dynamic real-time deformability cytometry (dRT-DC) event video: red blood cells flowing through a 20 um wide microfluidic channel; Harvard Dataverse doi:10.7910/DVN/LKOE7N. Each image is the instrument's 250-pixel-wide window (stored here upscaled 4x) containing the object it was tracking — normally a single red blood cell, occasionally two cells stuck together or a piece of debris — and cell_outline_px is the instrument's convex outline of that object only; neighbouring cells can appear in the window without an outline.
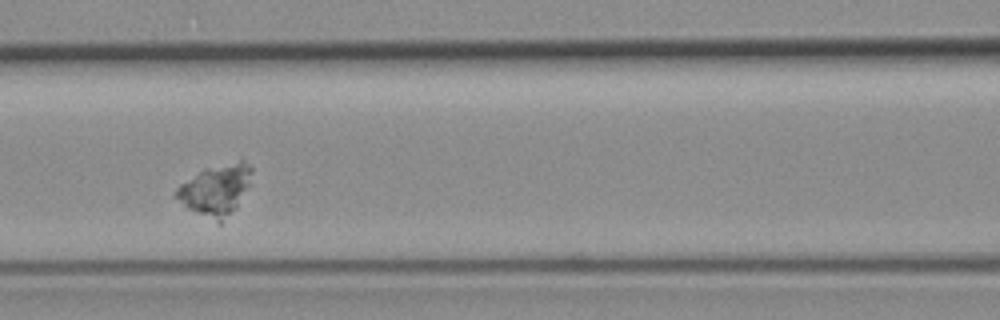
{"species": "common noctule bat (a hibernating species)", "species_latin": "Nyctalus noctula", "temperature_condition": "room temperature", "stored_images_in_passage": 45, "camera_frame_rate_fps": 3000, "um_per_image_px": 0.085, "animal": {"sex": "female", "body_mass_g": 19.3, "forearm_length_mm": 54.1}, "frame": {"image": 1, "passage_image": 14, "time_ms": 4.333, "image_size_px": [1000, 320], "cell_outline_px": [[252, 172], [248, 184], [236, 204], [220, 224], [216, 224], [188, 208], [176, 196], [176, 188], [180, 184], [204, 168], [240, 160], [244, 160], [252, 168]], "centroid_in_image_um": [18.31, 16.12], "position_along_channel_um": 148.3, "area_um2": 21.73}}
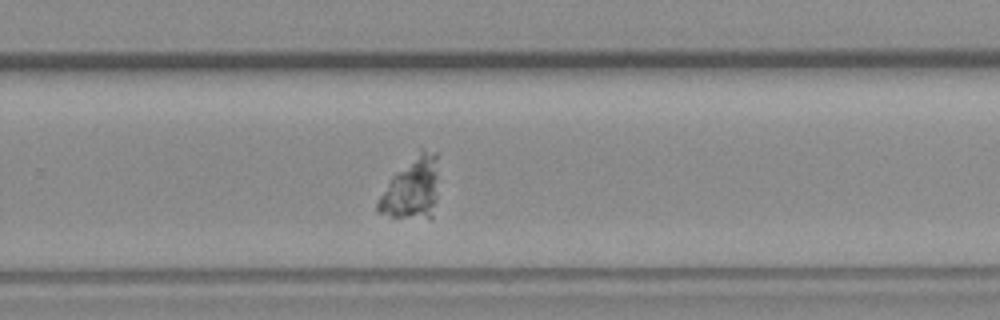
{"frame": {"image": 2, "passage_image": 26, "time_ms": 8.333, "image_size_px": [1000, 320], "cell_outline_px": [[436, 200], [432, 220], [428, 220], [392, 216], [376, 212], [376, 204], [380, 196], [392, 176], [420, 148], [436, 152]], "centroid_in_image_um": [35.0, 16.04], "position_along_channel_um": 294.8, "area_um2": 21.85}}
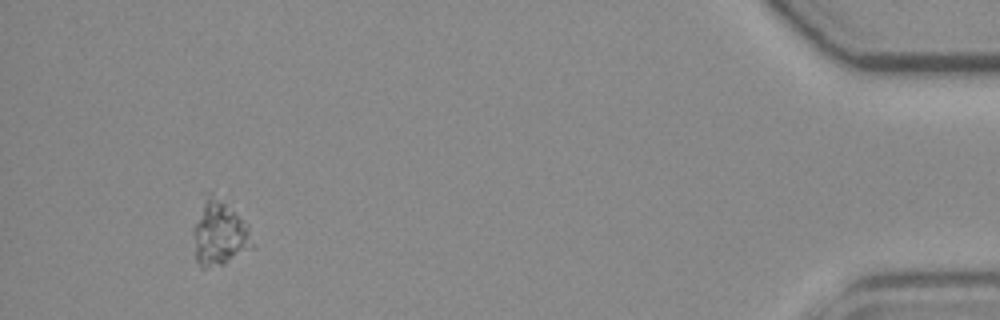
{"frame": {"image": 3, "passage_image": 42, "time_ms": 13.667, "image_size_px": [1000, 320], "cell_outline_px": [[256, 244], [252, 248], [224, 264], [204, 268], [200, 268], [196, 260], [192, 232], [192, 228], [200, 192], [204, 192], [224, 204], [248, 228]], "centroid_in_image_um": [18.55, 19.84], "position_along_channel_um": 416.7, "area_um2": 22.43}}